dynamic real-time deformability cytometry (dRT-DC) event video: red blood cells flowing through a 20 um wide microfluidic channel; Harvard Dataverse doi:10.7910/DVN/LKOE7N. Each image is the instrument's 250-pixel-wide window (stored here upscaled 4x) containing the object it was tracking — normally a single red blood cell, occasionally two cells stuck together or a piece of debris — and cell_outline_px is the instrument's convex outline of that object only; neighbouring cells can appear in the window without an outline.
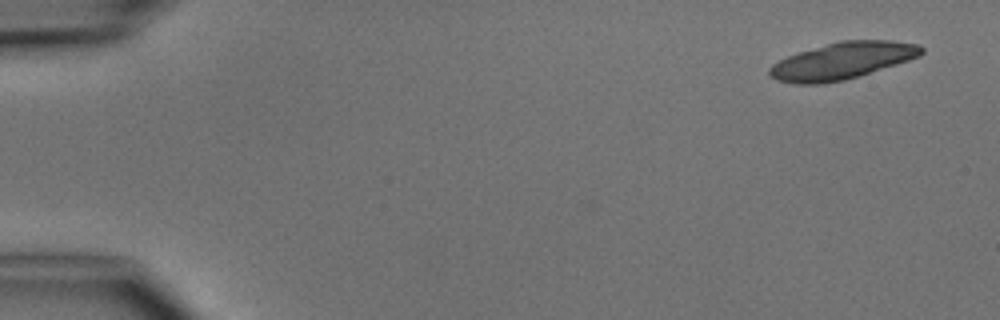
{"species": "common noctule bat (a hibernating species)", "species_latin": "Nyctalus noctula", "temperature_condition": "cold", "stored_images_in_passage": 5, "segment_of_instrument_passage": [1, 2], "camera_frame_rate_fps": 3000, "um_per_image_px": 0.085, "animal": {"sex": "male", "body_mass_g": 15.6}, "frame": {"image": 1, "passage_image": 1, "time_ms": 0.0, "image_size_px": [1000, 320], "cell_outline_px": [[924, 52], [920, 56], [896, 64], [844, 80], [820, 84], [796, 84], [776, 80], [768, 72], [768, 68], [772, 64], [788, 56], [800, 52], [840, 40], [892, 40], [920, 44], [924, 48]], "centroid_in_image_um": [71.61, 5.16], "position_along_channel_um": 13.4, "area_um2": 32.37}}